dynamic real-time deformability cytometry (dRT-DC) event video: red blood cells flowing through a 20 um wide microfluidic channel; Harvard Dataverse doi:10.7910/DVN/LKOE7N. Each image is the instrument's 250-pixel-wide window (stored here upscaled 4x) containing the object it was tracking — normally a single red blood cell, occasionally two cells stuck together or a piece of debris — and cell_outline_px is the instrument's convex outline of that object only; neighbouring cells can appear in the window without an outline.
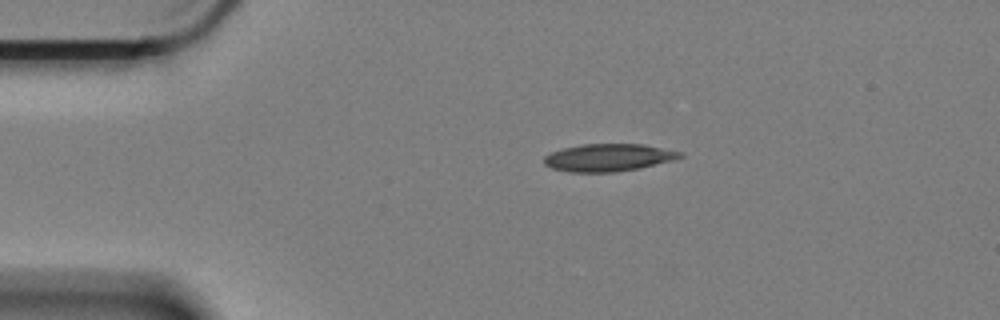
{"species": "Egyptian fruit bat (a non-hibernating species)", "species_latin": "Rousettus aegyptiacus", "temperature_condition": "cold", "stored_images_in_passage": 44, "camera_frame_rate_fps": 3000, "um_per_image_px": 0.085, "animal": {"sex": "female"}, "frame": {"image": 1, "passage_image": 1, "time_ms": 0.0, "image_size_px": [1000, 320], "cell_outline_px": [[684, 156], [672, 160], [640, 168], [616, 172], [568, 172], [552, 168], [544, 164], [544, 156], [552, 152], [564, 148], [584, 144], [644, 144], [684, 152]], "centroid_in_image_um": [51.74, 13.39], "position_along_channel_um": 33.3, "area_um2": 21.79}}
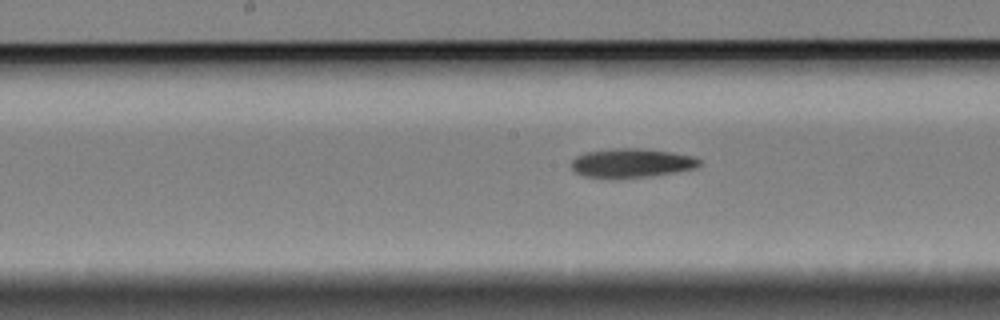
{"frame": {"image": 2, "passage_image": 19, "time_ms": 6.0, "image_size_px": [1000, 320], "cell_outline_px": [[700, 164], [696, 168], [652, 176], [584, 176], [576, 172], [572, 168], [572, 160], [576, 156], [584, 152], [612, 148], [640, 148], [672, 152], [692, 156], [700, 160]], "centroid_in_image_um": [53.69, 13.82], "position_along_channel_um": 194.5, "area_um2": 21.1}}
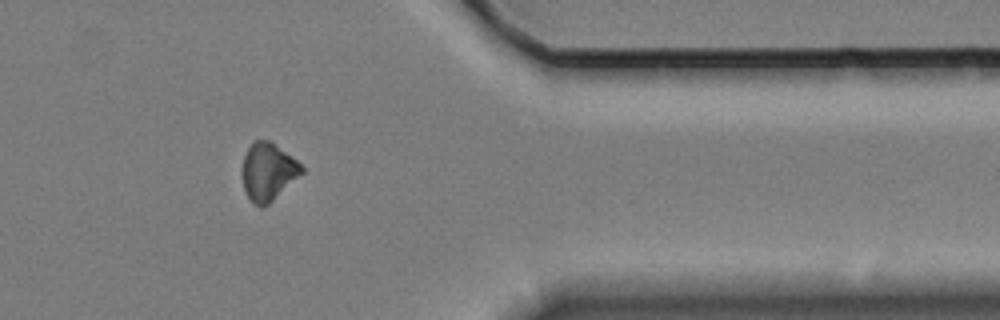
{"frame": {"image": 3, "passage_image": 38, "time_ms": 12.333, "image_size_px": [1000, 320], "cell_outline_px": [[304, 172], [264, 208], [260, 208], [244, 192], [240, 172], [244, 156], [252, 140], [272, 140], [296, 160], [304, 168]], "centroid_in_image_um": [22.75, 14.58], "position_along_channel_um": 388.6, "area_um2": 20.29}}